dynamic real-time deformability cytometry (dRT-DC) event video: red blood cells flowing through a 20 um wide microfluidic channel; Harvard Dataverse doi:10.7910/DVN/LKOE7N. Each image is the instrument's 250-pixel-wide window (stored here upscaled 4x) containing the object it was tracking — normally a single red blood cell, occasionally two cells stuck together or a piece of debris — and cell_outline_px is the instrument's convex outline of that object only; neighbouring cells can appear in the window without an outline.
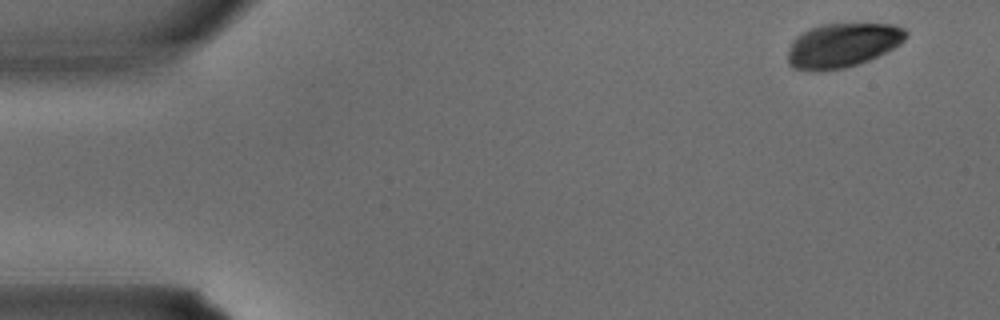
{"species": "common noctule bat (a hibernating species)", "species_latin": "Nyctalus noctula", "temperature_condition": "warm", "stored_images_in_passage": 2, "camera_frame_rate_fps": 3000, "um_per_image_px": 0.085, "animal": {"sex": "male", "body_mass_g": 15.6}, "frame": {"image": 1, "passage_image": 1, "time_ms": 0.0, "image_size_px": [1000, 320], "cell_outline_px": [[908, 36], [900, 44], [868, 60], [844, 68], [820, 72], [792, 68], [788, 64], [788, 48], [792, 40], [796, 36], [812, 28], [824, 24], [892, 24], [904, 28], [908, 32]], "centroid_in_image_um": [71.58, 3.86], "position_along_channel_um": 13.4, "area_um2": 30.4}}
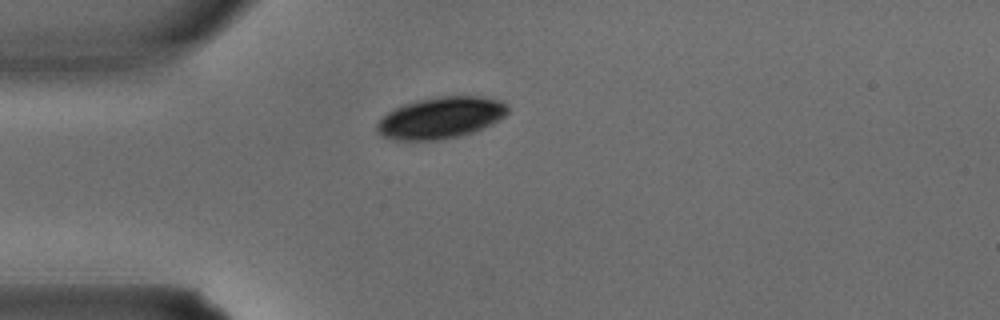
{"frame": {"image": 2, "passage_image": 2, "time_ms": 0.333, "image_size_px": [1000, 320], "cell_outline_px": [[508, 112], [504, 116], [492, 124], [476, 132], [460, 136], [440, 140], [392, 140], [380, 136], [376, 132], [376, 124], [388, 112], [404, 104], [416, 100], [440, 96], [484, 96], [500, 100], [508, 104]], "centroid_in_image_um": [37.47, 10.02], "position_along_channel_um": 47.5, "area_um2": 32.02}}